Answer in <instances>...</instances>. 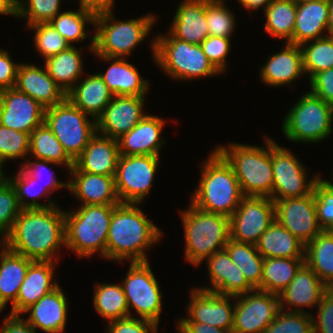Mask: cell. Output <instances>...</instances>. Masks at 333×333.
Wrapping results in <instances>:
<instances>
[{"label":"cell","instance_id":"cell-1","mask_svg":"<svg viewBox=\"0 0 333 333\" xmlns=\"http://www.w3.org/2000/svg\"><path fill=\"white\" fill-rule=\"evenodd\" d=\"M11 251L33 261H55L65 247V210L59 206L21 209L9 235L3 240Z\"/></svg>","mask_w":333,"mask_h":333},{"label":"cell","instance_id":"cell-2","mask_svg":"<svg viewBox=\"0 0 333 333\" xmlns=\"http://www.w3.org/2000/svg\"><path fill=\"white\" fill-rule=\"evenodd\" d=\"M162 236L160 228L144 215L138 204L120 203L113 210L106 259L116 263L148 262L146 251L160 242Z\"/></svg>","mask_w":333,"mask_h":333},{"label":"cell","instance_id":"cell-3","mask_svg":"<svg viewBox=\"0 0 333 333\" xmlns=\"http://www.w3.org/2000/svg\"><path fill=\"white\" fill-rule=\"evenodd\" d=\"M201 166V177L191 203L198 209L230 217L244 197L233 167L216 150Z\"/></svg>","mask_w":333,"mask_h":333},{"label":"cell","instance_id":"cell-4","mask_svg":"<svg viewBox=\"0 0 333 333\" xmlns=\"http://www.w3.org/2000/svg\"><path fill=\"white\" fill-rule=\"evenodd\" d=\"M264 137L265 147L235 142L215 147L233 167L244 196L272 197L271 139Z\"/></svg>","mask_w":333,"mask_h":333},{"label":"cell","instance_id":"cell-5","mask_svg":"<svg viewBox=\"0 0 333 333\" xmlns=\"http://www.w3.org/2000/svg\"><path fill=\"white\" fill-rule=\"evenodd\" d=\"M180 216L184 228L185 261L199 266L215 252L224 250L230 239L228 216L202 211L191 203Z\"/></svg>","mask_w":333,"mask_h":333},{"label":"cell","instance_id":"cell-6","mask_svg":"<svg viewBox=\"0 0 333 333\" xmlns=\"http://www.w3.org/2000/svg\"><path fill=\"white\" fill-rule=\"evenodd\" d=\"M117 205H80L65 211V248L78 257L100 253L106 259V241L113 210Z\"/></svg>","mask_w":333,"mask_h":333},{"label":"cell","instance_id":"cell-7","mask_svg":"<svg viewBox=\"0 0 333 333\" xmlns=\"http://www.w3.org/2000/svg\"><path fill=\"white\" fill-rule=\"evenodd\" d=\"M167 34L153 37L149 45L152 59L168 77L188 81L221 74L206 57L200 44H190L174 38L169 32Z\"/></svg>","mask_w":333,"mask_h":333},{"label":"cell","instance_id":"cell-8","mask_svg":"<svg viewBox=\"0 0 333 333\" xmlns=\"http://www.w3.org/2000/svg\"><path fill=\"white\" fill-rule=\"evenodd\" d=\"M146 15V16H145ZM131 20H118L112 10L96 13L94 52L99 56L127 58L154 27L157 17L145 14Z\"/></svg>","mask_w":333,"mask_h":333},{"label":"cell","instance_id":"cell-9","mask_svg":"<svg viewBox=\"0 0 333 333\" xmlns=\"http://www.w3.org/2000/svg\"><path fill=\"white\" fill-rule=\"evenodd\" d=\"M282 123L283 135L291 142L317 143L333 132V106L308 92L292 105Z\"/></svg>","mask_w":333,"mask_h":333},{"label":"cell","instance_id":"cell-10","mask_svg":"<svg viewBox=\"0 0 333 333\" xmlns=\"http://www.w3.org/2000/svg\"><path fill=\"white\" fill-rule=\"evenodd\" d=\"M44 123L63 146L68 156L75 161L96 133V120L88 118L67 98L45 109Z\"/></svg>","mask_w":333,"mask_h":333},{"label":"cell","instance_id":"cell-11","mask_svg":"<svg viewBox=\"0 0 333 333\" xmlns=\"http://www.w3.org/2000/svg\"><path fill=\"white\" fill-rule=\"evenodd\" d=\"M148 262H132L122 281L130 317L135 309L140 319H145L159 326L162 311V294L159 283Z\"/></svg>","mask_w":333,"mask_h":333},{"label":"cell","instance_id":"cell-12","mask_svg":"<svg viewBox=\"0 0 333 333\" xmlns=\"http://www.w3.org/2000/svg\"><path fill=\"white\" fill-rule=\"evenodd\" d=\"M271 164L273 169V194L275 202L284 198L304 197L313 192L320 175L307 179V171L299 158L271 139ZM308 180V181H307Z\"/></svg>","mask_w":333,"mask_h":333},{"label":"cell","instance_id":"cell-13","mask_svg":"<svg viewBox=\"0 0 333 333\" xmlns=\"http://www.w3.org/2000/svg\"><path fill=\"white\" fill-rule=\"evenodd\" d=\"M159 159L160 156L153 155L119 156L115 188L121 203L144 202L158 172Z\"/></svg>","mask_w":333,"mask_h":333},{"label":"cell","instance_id":"cell-14","mask_svg":"<svg viewBox=\"0 0 333 333\" xmlns=\"http://www.w3.org/2000/svg\"><path fill=\"white\" fill-rule=\"evenodd\" d=\"M230 218V239L256 245L275 221L274 201L269 197L244 196Z\"/></svg>","mask_w":333,"mask_h":333},{"label":"cell","instance_id":"cell-15","mask_svg":"<svg viewBox=\"0 0 333 333\" xmlns=\"http://www.w3.org/2000/svg\"><path fill=\"white\" fill-rule=\"evenodd\" d=\"M279 310L278 295L273 293L254 289L236 296L232 333H263Z\"/></svg>","mask_w":333,"mask_h":333},{"label":"cell","instance_id":"cell-16","mask_svg":"<svg viewBox=\"0 0 333 333\" xmlns=\"http://www.w3.org/2000/svg\"><path fill=\"white\" fill-rule=\"evenodd\" d=\"M187 304L188 317L179 318L177 323H203L232 331L235 296L220 295L193 288Z\"/></svg>","mask_w":333,"mask_h":333},{"label":"cell","instance_id":"cell-17","mask_svg":"<svg viewBox=\"0 0 333 333\" xmlns=\"http://www.w3.org/2000/svg\"><path fill=\"white\" fill-rule=\"evenodd\" d=\"M275 220L305 245L321 231L313 192L304 197L276 200Z\"/></svg>","mask_w":333,"mask_h":333},{"label":"cell","instance_id":"cell-18","mask_svg":"<svg viewBox=\"0 0 333 333\" xmlns=\"http://www.w3.org/2000/svg\"><path fill=\"white\" fill-rule=\"evenodd\" d=\"M44 107L15 87L0 95V124L13 130L31 133L44 123Z\"/></svg>","mask_w":333,"mask_h":333},{"label":"cell","instance_id":"cell-19","mask_svg":"<svg viewBox=\"0 0 333 333\" xmlns=\"http://www.w3.org/2000/svg\"><path fill=\"white\" fill-rule=\"evenodd\" d=\"M146 96H113L102 114L96 119V132L119 139L136 126L145 114Z\"/></svg>","mask_w":333,"mask_h":333},{"label":"cell","instance_id":"cell-20","mask_svg":"<svg viewBox=\"0 0 333 333\" xmlns=\"http://www.w3.org/2000/svg\"><path fill=\"white\" fill-rule=\"evenodd\" d=\"M328 290L329 288L320 280L317 274L304 263L288 287L278 295L279 307L287 312L313 315V313L306 312L302 308L318 306Z\"/></svg>","mask_w":333,"mask_h":333},{"label":"cell","instance_id":"cell-21","mask_svg":"<svg viewBox=\"0 0 333 333\" xmlns=\"http://www.w3.org/2000/svg\"><path fill=\"white\" fill-rule=\"evenodd\" d=\"M205 261L211 286L201 288L198 286V289L235 297L255 289L245 279L242 271L233 263L225 249L215 252Z\"/></svg>","mask_w":333,"mask_h":333},{"label":"cell","instance_id":"cell-22","mask_svg":"<svg viewBox=\"0 0 333 333\" xmlns=\"http://www.w3.org/2000/svg\"><path fill=\"white\" fill-rule=\"evenodd\" d=\"M55 261H32L26 271L16 301L11 305L10 314L22 315L41 297L52 292L59 284L55 280Z\"/></svg>","mask_w":333,"mask_h":333},{"label":"cell","instance_id":"cell-23","mask_svg":"<svg viewBox=\"0 0 333 333\" xmlns=\"http://www.w3.org/2000/svg\"><path fill=\"white\" fill-rule=\"evenodd\" d=\"M164 126V119L147 114L129 132L117 139L120 155L160 156L162 146L166 145L161 135Z\"/></svg>","mask_w":333,"mask_h":333},{"label":"cell","instance_id":"cell-24","mask_svg":"<svg viewBox=\"0 0 333 333\" xmlns=\"http://www.w3.org/2000/svg\"><path fill=\"white\" fill-rule=\"evenodd\" d=\"M68 190L81 205H118L115 176L90 174L79 171L75 166L69 170Z\"/></svg>","mask_w":333,"mask_h":333},{"label":"cell","instance_id":"cell-25","mask_svg":"<svg viewBox=\"0 0 333 333\" xmlns=\"http://www.w3.org/2000/svg\"><path fill=\"white\" fill-rule=\"evenodd\" d=\"M14 87L35 99L44 109L53 107L67 98V94L49 76L45 66L43 68L20 63Z\"/></svg>","mask_w":333,"mask_h":333},{"label":"cell","instance_id":"cell-26","mask_svg":"<svg viewBox=\"0 0 333 333\" xmlns=\"http://www.w3.org/2000/svg\"><path fill=\"white\" fill-rule=\"evenodd\" d=\"M67 300L61 286H58L23 312L29 314L25 320L36 331L41 329L45 333H65L69 306Z\"/></svg>","mask_w":333,"mask_h":333},{"label":"cell","instance_id":"cell-27","mask_svg":"<svg viewBox=\"0 0 333 333\" xmlns=\"http://www.w3.org/2000/svg\"><path fill=\"white\" fill-rule=\"evenodd\" d=\"M284 45V49L270 55L267 63L260 68V79L268 86L288 85L289 87L292 82L294 83L305 75L301 47L291 43Z\"/></svg>","mask_w":333,"mask_h":333},{"label":"cell","instance_id":"cell-28","mask_svg":"<svg viewBox=\"0 0 333 333\" xmlns=\"http://www.w3.org/2000/svg\"><path fill=\"white\" fill-rule=\"evenodd\" d=\"M119 156L118 141L96 132L74 161V166L90 174L115 176Z\"/></svg>","mask_w":333,"mask_h":333},{"label":"cell","instance_id":"cell-29","mask_svg":"<svg viewBox=\"0 0 333 333\" xmlns=\"http://www.w3.org/2000/svg\"><path fill=\"white\" fill-rule=\"evenodd\" d=\"M104 62H111L106 71L98 72L114 96H146L149 81L141 77L136 66L127 62L126 58L99 56ZM147 93V94H146Z\"/></svg>","mask_w":333,"mask_h":333},{"label":"cell","instance_id":"cell-30","mask_svg":"<svg viewBox=\"0 0 333 333\" xmlns=\"http://www.w3.org/2000/svg\"><path fill=\"white\" fill-rule=\"evenodd\" d=\"M172 20L169 33L178 40L201 44L209 36L206 0H182Z\"/></svg>","mask_w":333,"mask_h":333},{"label":"cell","instance_id":"cell-31","mask_svg":"<svg viewBox=\"0 0 333 333\" xmlns=\"http://www.w3.org/2000/svg\"><path fill=\"white\" fill-rule=\"evenodd\" d=\"M330 17L329 0H314L297 5L293 44H302L325 37Z\"/></svg>","mask_w":333,"mask_h":333},{"label":"cell","instance_id":"cell-32","mask_svg":"<svg viewBox=\"0 0 333 333\" xmlns=\"http://www.w3.org/2000/svg\"><path fill=\"white\" fill-rule=\"evenodd\" d=\"M79 81L67 93V99L96 120L114 95L97 72L93 75L87 74L85 79Z\"/></svg>","mask_w":333,"mask_h":333},{"label":"cell","instance_id":"cell-33","mask_svg":"<svg viewBox=\"0 0 333 333\" xmlns=\"http://www.w3.org/2000/svg\"><path fill=\"white\" fill-rule=\"evenodd\" d=\"M33 260L15 253L5 245L0 250V313L16 301L26 271Z\"/></svg>","mask_w":333,"mask_h":333},{"label":"cell","instance_id":"cell-34","mask_svg":"<svg viewBox=\"0 0 333 333\" xmlns=\"http://www.w3.org/2000/svg\"><path fill=\"white\" fill-rule=\"evenodd\" d=\"M256 248L263 258H305V244L276 220L260 236Z\"/></svg>","mask_w":333,"mask_h":333},{"label":"cell","instance_id":"cell-35","mask_svg":"<svg viewBox=\"0 0 333 333\" xmlns=\"http://www.w3.org/2000/svg\"><path fill=\"white\" fill-rule=\"evenodd\" d=\"M76 46H70L68 49L61 51L57 55L51 56L44 60V66L49 76L62 88L67 94L82 78L84 74V64L82 49Z\"/></svg>","mask_w":333,"mask_h":333},{"label":"cell","instance_id":"cell-36","mask_svg":"<svg viewBox=\"0 0 333 333\" xmlns=\"http://www.w3.org/2000/svg\"><path fill=\"white\" fill-rule=\"evenodd\" d=\"M96 13L86 7L79 5L76 11H63L58 13L49 23L61 34V36L74 46L73 43L90 39V45L87 50L94 51V35L89 36V30L85 29L87 25L95 24ZM87 30V31H86Z\"/></svg>","mask_w":333,"mask_h":333},{"label":"cell","instance_id":"cell-37","mask_svg":"<svg viewBox=\"0 0 333 333\" xmlns=\"http://www.w3.org/2000/svg\"><path fill=\"white\" fill-rule=\"evenodd\" d=\"M305 263L329 288L333 287V231H321L305 245Z\"/></svg>","mask_w":333,"mask_h":333},{"label":"cell","instance_id":"cell-38","mask_svg":"<svg viewBox=\"0 0 333 333\" xmlns=\"http://www.w3.org/2000/svg\"><path fill=\"white\" fill-rule=\"evenodd\" d=\"M304 263L305 258H264L261 291L279 295Z\"/></svg>","mask_w":333,"mask_h":333},{"label":"cell","instance_id":"cell-39","mask_svg":"<svg viewBox=\"0 0 333 333\" xmlns=\"http://www.w3.org/2000/svg\"><path fill=\"white\" fill-rule=\"evenodd\" d=\"M29 154L31 158L55 162L62 167L64 165L68 171L74 166V161L45 123L30 133Z\"/></svg>","mask_w":333,"mask_h":333},{"label":"cell","instance_id":"cell-40","mask_svg":"<svg viewBox=\"0 0 333 333\" xmlns=\"http://www.w3.org/2000/svg\"><path fill=\"white\" fill-rule=\"evenodd\" d=\"M296 11L297 5L292 0H273L263 12L265 32L293 44Z\"/></svg>","mask_w":333,"mask_h":333},{"label":"cell","instance_id":"cell-41","mask_svg":"<svg viewBox=\"0 0 333 333\" xmlns=\"http://www.w3.org/2000/svg\"><path fill=\"white\" fill-rule=\"evenodd\" d=\"M93 294L94 309L108 322L130 317L122 284L97 283Z\"/></svg>","mask_w":333,"mask_h":333},{"label":"cell","instance_id":"cell-42","mask_svg":"<svg viewBox=\"0 0 333 333\" xmlns=\"http://www.w3.org/2000/svg\"><path fill=\"white\" fill-rule=\"evenodd\" d=\"M233 263L242 271L245 279L255 288L261 290V278L264 258L256 245L236 242L229 239L225 248Z\"/></svg>","mask_w":333,"mask_h":333},{"label":"cell","instance_id":"cell-43","mask_svg":"<svg viewBox=\"0 0 333 333\" xmlns=\"http://www.w3.org/2000/svg\"><path fill=\"white\" fill-rule=\"evenodd\" d=\"M6 178L15 187L17 200L21 209L48 208L57 206L53 200H49L45 203L37 201L38 198V200L46 197L49 198L51 194L44 188V186L38 184V180L30 176L22 167H20V170L15 175L12 177L6 176ZM37 184L40 185L41 188L38 187ZM36 187L38 188L36 189Z\"/></svg>","mask_w":333,"mask_h":333},{"label":"cell","instance_id":"cell-44","mask_svg":"<svg viewBox=\"0 0 333 333\" xmlns=\"http://www.w3.org/2000/svg\"><path fill=\"white\" fill-rule=\"evenodd\" d=\"M303 69L309 80L317 73L333 68V38L325 36L301 46Z\"/></svg>","mask_w":333,"mask_h":333},{"label":"cell","instance_id":"cell-45","mask_svg":"<svg viewBox=\"0 0 333 333\" xmlns=\"http://www.w3.org/2000/svg\"><path fill=\"white\" fill-rule=\"evenodd\" d=\"M61 0H17L15 17L26 20V25L48 23L60 13Z\"/></svg>","mask_w":333,"mask_h":333},{"label":"cell","instance_id":"cell-46","mask_svg":"<svg viewBox=\"0 0 333 333\" xmlns=\"http://www.w3.org/2000/svg\"><path fill=\"white\" fill-rule=\"evenodd\" d=\"M236 18L225 0H206V22L209 36L231 38Z\"/></svg>","mask_w":333,"mask_h":333},{"label":"cell","instance_id":"cell-47","mask_svg":"<svg viewBox=\"0 0 333 333\" xmlns=\"http://www.w3.org/2000/svg\"><path fill=\"white\" fill-rule=\"evenodd\" d=\"M28 28L34 30V46L44 60L70 47L69 43L49 22L36 23Z\"/></svg>","mask_w":333,"mask_h":333},{"label":"cell","instance_id":"cell-48","mask_svg":"<svg viewBox=\"0 0 333 333\" xmlns=\"http://www.w3.org/2000/svg\"><path fill=\"white\" fill-rule=\"evenodd\" d=\"M30 134L13 130L0 124V164L7 160H16L22 157L26 160L29 155Z\"/></svg>","mask_w":333,"mask_h":333},{"label":"cell","instance_id":"cell-49","mask_svg":"<svg viewBox=\"0 0 333 333\" xmlns=\"http://www.w3.org/2000/svg\"><path fill=\"white\" fill-rule=\"evenodd\" d=\"M20 211L15 187L5 178L0 183V241L9 235Z\"/></svg>","mask_w":333,"mask_h":333},{"label":"cell","instance_id":"cell-50","mask_svg":"<svg viewBox=\"0 0 333 333\" xmlns=\"http://www.w3.org/2000/svg\"><path fill=\"white\" fill-rule=\"evenodd\" d=\"M263 333H314L312 315L280 309Z\"/></svg>","mask_w":333,"mask_h":333},{"label":"cell","instance_id":"cell-51","mask_svg":"<svg viewBox=\"0 0 333 333\" xmlns=\"http://www.w3.org/2000/svg\"><path fill=\"white\" fill-rule=\"evenodd\" d=\"M314 201L317 221L323 231H333V183L322 177L315 183Z\"/></svg>","mask_w":333,"mask_h":333},{"label":"cell","instance_id":"cell-52","mask_svg":"<svg viewBox=\"0 0 333 333\" xmlns=\"http://www.w3.org/2000/svg\"><path fill=\"white\" fill-rule=\"evenodd\" d=\"M34 161H31L30 159L26 160V161H22L23 163H20V166L32 177H34L35 179L38 180L39 182H43V184L41 183L42 186H44V188L50 193L52 194L54 190H58L60 188H67L68 189V181L65 182H60V180L56 179V175L53 174V172H51L52 170L50 168H48V166L54 165V166H58L60 164L55 163V162H50L47 160H42V159H37L34 158ZM50 171V172H49ZM45 176L47 178H44V180L42 181V176ZM46 179V180H45Z\"/></svg>","mask_w":333,"mask_h":333},{"label":"cell","instance_id":"cell-53","mask_svg":"<svg viewBox=\"0 0 333 333\" xmlns=\"http://www.w3.org/2000/svg\"><path fill=\"white\" fill-rule=\"evenodd\" d=\"M231 38L208 36L201 44L202 51L211 64L222 74L228 69L227 55L231 51Z\"/></svg>","mask_w":333,"mask_h":333},{"label":"cell","instance_id":"cell-54","mask_svg":"<svg viewBox=\"0 0 333 333\" xmlns=\"http://www.w3.org/2000/svg\"><path fill=\"white\" fill-rule=\"evenodd\" d=\"M106 333H157L158 326L145 319L126 317L108 322Z\"/></svg>","mask_w":333,"mask_h":333},{"label":"cell","instance_id":"cell-55","mask_svg":"<svg viewBox=\"0 0 333 333\" xmlns=\"http://www.w3.org/2000/svg\"><path fill=\"white\" fill-rule=\"evenodd\" d=\"M316 312L317 316L312 315L314 333H333V291L331 289L323 295Z\"/></svg>","mask_w":333,"mask_h":333},{"label":"cell","instance_id":"cell-56","mask_svg":"<svg viewBox=\"0 0 333 333\" xmlns=\"http://www.w3.org/2000/svg\"><path fill=\"white\" fill-rule=\"evenodd\" d=\"M309 83L311 93L333 106V68L315 74Z\"/></svg>","mask_w":333,"mask_h":333},{"label":"cell","instance_id":"cell-57","mask_svg":"<svg viewBox=\"0 0 333 333\" xmlns=\"http://www.w3.org/2000/svg\"><path fill=\"white\" fill-rule=\"evenodd\" d=\"M20 63L13 62L8 51L0 49V88H13Z\"/></svg>","mask_w":333,"mask_h":333},{"label":"cell","instance_id":"cell-58","mask_svg":"<svg viewBox=\"0 0 333 333\" xmlns=\"http://www.w3.org/2000/svg\"><path fill=\"white\" fill-rule=\"evenodd\" d=\"M0 333H36V330L21 315L8 314L3 319Z\"/></svg>","mask_w":333,"mask_h":333},{"label":"cell","instance_id":"cell-59","mask_svg":"<svg viewBox=\"0 0 333 333\" xmlns=\"http://www.w3.org/2000/svg\"><path fill=\"white\" fill-rule=\"evenodd\" d=\"M177 328L179 333H232V331L203 323H177Z\"/></svg>","mask_w":333,"mask_h":333},{"label":"cell","instance_id":"cell-60","mask_svg":"<svg viewBox=\"0 0 333 333\" xmlns=\"http://www.w3.org/2000/svg\"><path fill=\"white\" fill-rule=\"evenodd\" d=\"M115 0H79V5L86 7L95 13L113 10Z\"/></svg>","mask_w":333,"mask_h":333},{"label":"cell","instance_id":"cell-61","mask_svg":"<svg viewBox=\"0 0 333 333\" xmlns=\"http://www.w3.org/2000/svg\"><path fill=\"white\" fill-rule=\"evenodd\" d=\"M273 0H246L242 6L248 10H259L263 7V10L272 2Z\"/></svg>","mask_w":333,"mask_h":333},{"label":"cell","instance_id":"cell-62","mask_svg":"<svg viewBox=\"0 0 333 333\" xmlns=\"http://www.w3.org/2000/svg\"><path fill=\"white\" fill-rule=\"evenodd\" d=\"M15 17V3L12 0H0V15Z\"/></svg>","mask_w":333,"mask_h":333},{"label":"cell","instance_id":"cell-63","mask_svg":"<svg viewBox=\"0 0 333 333\" xmlns=\"http://www.w3.org/2000/svg\"><path fill=\"white\" fill-rule=\"evenodd\" d=\"M329 7H330V17L327 26V36L333 38V0H329Z\"/></svg>","mask_w":333,"mask_h":333},{"label":"cell","instance_id":"cell-64","mask_svg":"<svg viewBox=\"0 0 333 333\" xmlns=\"http://www.w3.org/2000/svg\"><path fill=\"white\" fill-rule=\"evenodd\" d=\"M296 5H300V4H303V3H307V2H310V1H314V0H292Z\"/></svg>","mask_w":333,"mask_h":333},{"label":"cell","instance_id":"cell-65","mask_svg":"<svg viewBox=\"0 0 333 333\" xmlns=\"http://www.w3.org/2000/svg\"><path fill=\"white\" fill-rule=\"evenodd\" d=\"M2 165L0 164V183L6 178V176L3 174V169H2Z\"/></svg>","mask_w":333,"mask_h":333},{"label":"cell","instance_id":"cell-66","mask_svg":"<svg viewBox=\"0 0 333 333\" xmlns=\"http://www.w3.org/2000/svg\"><path fill=\"white\" fill-rule=\"evenodd\" d=\"M246 0H238L237 2L240 3L241 5L245 2Z\"/></svg>","mask_w":333,"mask_h":333},{"label":"cell","instance_id":"cell-67","mask_svg":"<svg viewBox=\"0 0 333 333\" xmlns=\"http://www.w3.org/2000/svg\"><path fill=\"white\" fill-rule=\"evenodd\" d=\"M0 246H4V242H3V241L0 242ZM0 249H1V248H0Z\"/></svg>","mask_w":333,"mask_h":333}]
</instances>
